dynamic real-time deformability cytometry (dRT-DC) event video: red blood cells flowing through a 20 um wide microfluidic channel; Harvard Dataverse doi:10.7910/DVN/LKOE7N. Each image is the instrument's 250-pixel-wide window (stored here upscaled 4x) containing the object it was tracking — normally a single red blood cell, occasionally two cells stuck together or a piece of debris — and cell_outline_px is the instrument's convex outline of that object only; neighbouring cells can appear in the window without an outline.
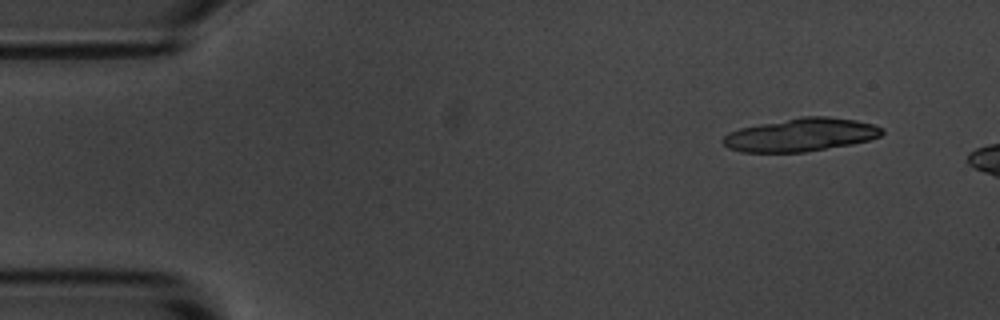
{"species": "common noctule bat (a hibernating species)", "species_latin": "Nyctalus noctula", "temperature_condition": "room temperature", "stored_images_in_passage": 6, "camera_frame_rate_fps": 3000, "um_per_image_px": 0.085, "animal": {"sex": "male", "body_mass_g": 20.1, "forearm_length_mm": 53.5}, "frame": {"image": 1, "passage_image": 1, "time_ms": 0.0, "image_size_px": [1000, 320], "cell_outline_px": [[884, 132], [880, 136], [868, 140], [852, 144], [804, 152], [740, 152], [728, 148], [720, 140], [728, 132], [740, 128], [800, 116], [828, 116], [856, 120], [872, 124], [884, 128]], "centroid_in_image_um": [68.06, 11.46], "position_along_channel_um": 16.9, "area_um2": 30.81}}